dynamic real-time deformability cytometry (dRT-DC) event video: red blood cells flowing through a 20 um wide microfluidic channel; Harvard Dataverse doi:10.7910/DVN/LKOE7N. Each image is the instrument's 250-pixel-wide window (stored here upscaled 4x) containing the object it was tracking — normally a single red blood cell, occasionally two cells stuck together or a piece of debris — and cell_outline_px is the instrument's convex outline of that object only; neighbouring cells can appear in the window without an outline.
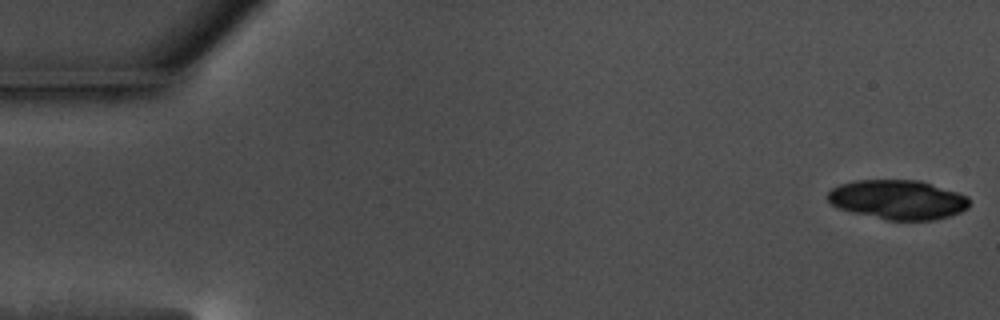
{"species": "common noctule bat (a hibernating species)", "species_latin": "Nyctalus noctula", "temperature_condition": "warm", "stored_images_in_passage": 56, "segment_of_instrument_passage": [1, 2], "camera_frame_rate_fps": 3000, "um_per_image_px": 0.085, "animal": {"sex": "male", "body_mass_g": 17.5, "forearm_length_mm": 52.3}, "frame": {"image": 1, "passage_image": 1, "time_ms": 0.0, "image_size_px": [1000, 320], "cell_outline_px": [[968, 208], [960, 212], [936, 220], [888, 220], [852, 212], [840, 208], [832, 204], [828, 200], [828, 192], [832, 188], [840, 184], [856, 180], [916, 180], [956, 192], [968, 196]], "centroid_in_image_um": [76.3, 16.97], "position_along_channel_um": 8.7, "area_um2": 32.14}}